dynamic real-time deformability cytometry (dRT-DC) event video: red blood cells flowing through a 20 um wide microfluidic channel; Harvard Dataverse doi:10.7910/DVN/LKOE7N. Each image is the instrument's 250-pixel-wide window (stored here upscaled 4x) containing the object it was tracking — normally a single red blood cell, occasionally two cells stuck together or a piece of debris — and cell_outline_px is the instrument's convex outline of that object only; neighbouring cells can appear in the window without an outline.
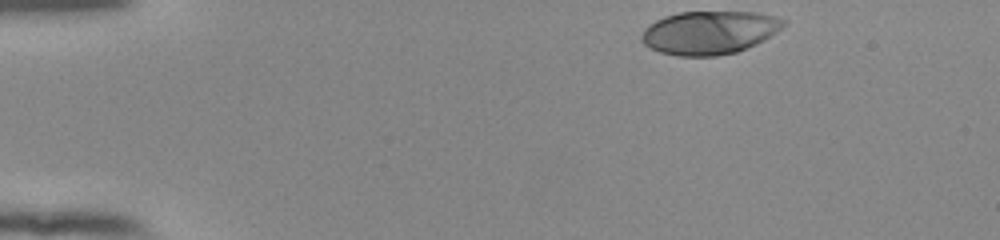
{"species": "human", "species_latin": "Homo sapiens", "temperature_condition": "room temperature", "stored_images_in_passage": 40, "camera_frame_rate_fps": 3000, "um_per_image_px": 0.085, "donor": {"sex": "female"}, "frame": {"image": 1, "passage_image": 1, "time_ms": 0.0, "image_size_px": [1000, 240], "cell_outline_px": [[788, 20], [776, 32], [764, 40], [756, 44], [736, 52], [716, 56], [676, 56], [660, 52], [644, 44], [640, 40], [640, 36], [644, 28], [656, 20], [664, 16], [680, 12], [756, 12], [776, 16]], "centroid_in_image_um": [60.29, 2.76], "position_along_channel_um": 24.7, "area_um2": 35.89}}
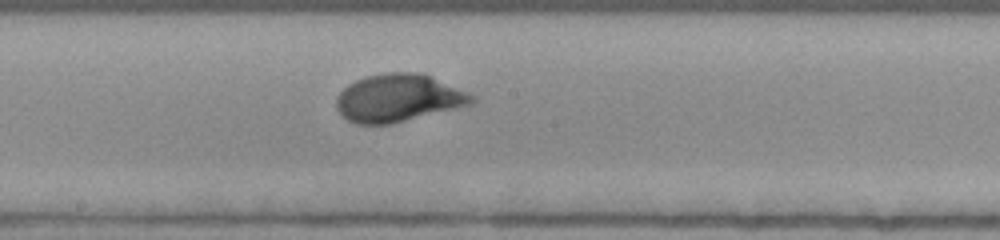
{"frame": {"image": 2, "passage_image": 23, "time_ms": 7.333, "image_size_px": [1000, 240], "cell_outline_px": [[476, 100], [472, 104], [392, 124], [356, 124], [348, 120], [336, 108], [336, 96], [348, 84], [364, 76], [384, 72], [420, 72], [468, 92], [476, 96]], "centroid_in_image_um": [33.85, 8.32], "position_along_channel_um": 214.4, "area_um2": 37.69}}
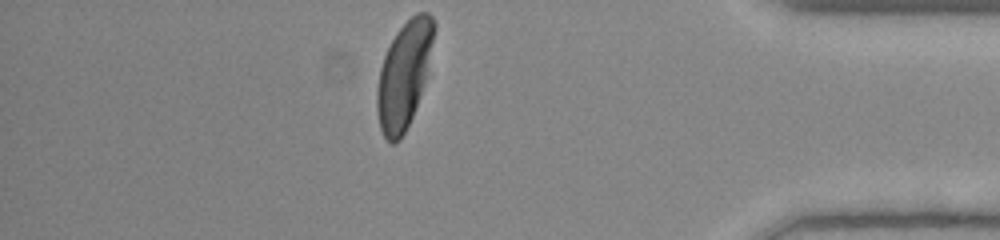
{"frame": {"image": 3, "passage_image": 40, "time_ms": 13.0, "image_size_px": [1000, 240], "cell_outline_px": [[436, 28], [424, 84], [420, 96], [412, 116], [400, 140], [392, 144], [384, 136], [380, 128], [376, 112], [376, 88], [380, 68], [384, 56], [396, 32], [416, 12], [428, 12], [432, 16], [436, 24]], "centroid_in_image_um": [34.33, 6.35], "position_along_channel_um": 400.9, "area_um2": 35.2}, "authors_computed_cell_mechanics": {"area_um2": 36.4718, "velocity_mm_per_s": 3.8446, "shape_relaxation_time_tau1_ms": 3.3741, "shape_relaxation_time_tau2_ms": null, "deformation_change_tau1": 0.2072, "deformation_change_tau2": null}}